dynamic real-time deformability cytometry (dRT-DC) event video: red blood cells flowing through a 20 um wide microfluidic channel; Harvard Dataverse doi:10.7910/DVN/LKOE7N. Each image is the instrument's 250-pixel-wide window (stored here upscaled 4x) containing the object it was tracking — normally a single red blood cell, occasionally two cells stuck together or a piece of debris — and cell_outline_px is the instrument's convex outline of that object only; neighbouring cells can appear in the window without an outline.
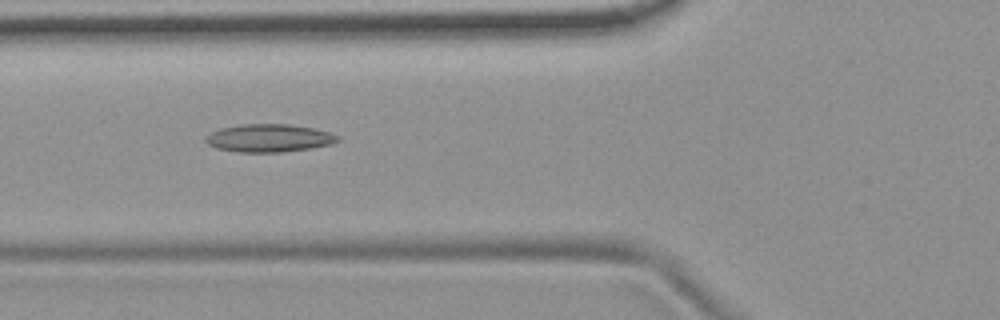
{"species": "common noctule bat (a hibernating species)", "species_latin": "Nyctalus noctula", "temperature_condition": "room temperature", "stored_images_in_passage": 40, "camera_frame_rate_fps": 3000, "um_per_image_px": 0.085, "animal": {"sex": "female", "body_mass_g": 19.9}, "frame": {"image": 1, "passage_image": 6, "time_ms": 1.667, "image_size_px": [1000, 320], "cell_outline_px": [[340, 140], [328, 144], [308, 148], [280, 152], [236, 152], [216, 148], [208, 144], [204, 140], [204, 136], [220, 128], [240, 124], [288, 124], [312, 128], [328, 132], [340, 136]], "centroid_in_image_um": [22.8, 11.73], "position_along_channel_um": 103.0, "area_um2": 21.33}}
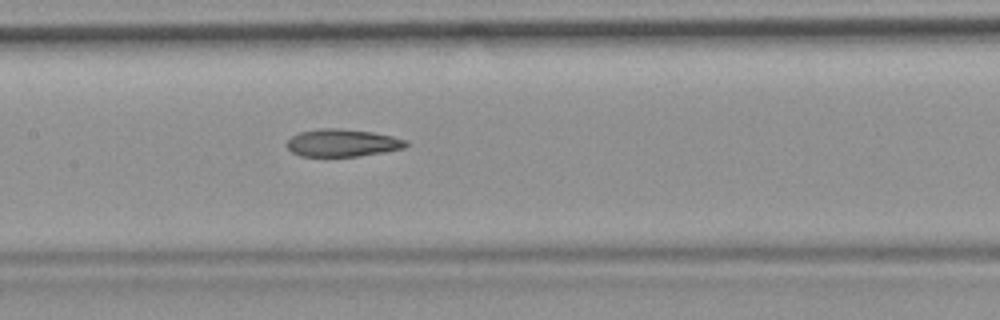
{"frame": {"image": 2, "passage_image": 12, "time_ms": 3.667, "image_size_px": [1000, 320], "cell_outline_px": [[408, 144], [404, 148], [360, 156], [300, 156], [292, 152], [284, 144], [292, 136], [300, 132], [320, 128], [340, 128], [372, 132], [392, 136], [408, 140]], "centroid_in_image_um": [29.09, 12.14], "position_along_channel_um": 178.3, "area_um2": 19.13}}
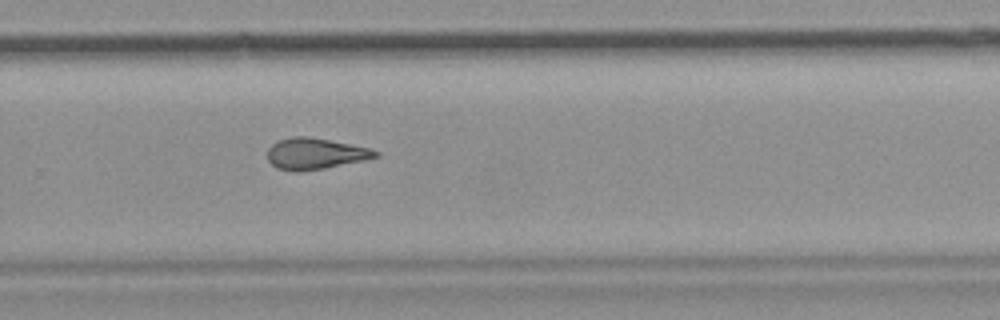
{"frame": {"image": 3, "passage_image": 22, "time_ms": 7.0, "image_size_px": [1000, 320], "cell_outline_px": [[380, 156], [368, 160], [324, 168], [296, 172], [276, 168], [268, 160], [268, 148], [272, 144], [280, 140], [292, 136], [308, 136], [368, 148], [380, 152]], "centroid_in_image_um": [26.8, 13.07], "position_along_channel_um": 303.0, "area_um2": 19.59}, "authors_computed_cell_mechanics": {"area_um2": 19.8543, "velocity_mm_per_s": 3.7571, "shape_relaxation_time_tau1_ms": null, "shape_relaxation_time_tau2_ms": 4.9157, "deformation_change_tau1": null, "deformation_change_tau2": 0.1476}}